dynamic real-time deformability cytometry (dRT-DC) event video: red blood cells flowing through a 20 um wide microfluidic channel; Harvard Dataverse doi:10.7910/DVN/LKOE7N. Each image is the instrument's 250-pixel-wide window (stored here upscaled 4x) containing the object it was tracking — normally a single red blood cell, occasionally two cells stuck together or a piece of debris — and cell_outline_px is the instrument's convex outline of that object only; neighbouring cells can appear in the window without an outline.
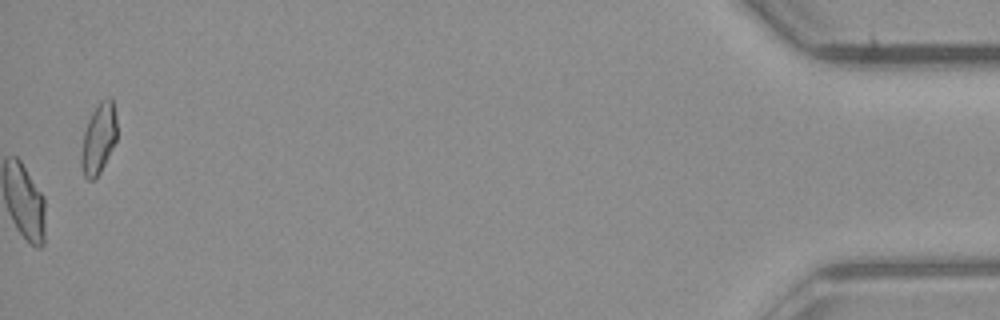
{"species": "common noctule bat (a hibernating species)", "species_latin": "Nyctalus noctula", "temperature_condition": "room temperature", "stored_images_in_passage": 41, "camera_frame_rate_fps": 3000, "um_per_image_px": 0.085, "animal": {"sex": "male", "body_mass_g": 23.1, "forearm_length_mm": 52.7}, "frame": {"image": 1, "passage_image": 41, "time_ms": 13.333, "image_size_px": [1000, 320], "cell_outline_px": [[116, 140], [100, 172], [92, 180], [88, 180], [84, 176], [80, 168], [80, 156], [84, 132], [88, 120], [92, 112], [100, 100], [108, 96], [112, 96], [116, 116]], "centroid_in_image_um": [8.36, 11.75], "position_along_channel_um": 426.8, "area_um2": 14.74}, "authors_computed_cell_mechanics": {"area_um2": 18.9006, "velocity_mm_per_s": 4.0865, "shape_relaxation_time_tau1_ms": null, "shape_relaxation_time_tau2_ms": 3.5554, "deformation_change_tau1": null, "deformation_change_tau2": 0.0883}}